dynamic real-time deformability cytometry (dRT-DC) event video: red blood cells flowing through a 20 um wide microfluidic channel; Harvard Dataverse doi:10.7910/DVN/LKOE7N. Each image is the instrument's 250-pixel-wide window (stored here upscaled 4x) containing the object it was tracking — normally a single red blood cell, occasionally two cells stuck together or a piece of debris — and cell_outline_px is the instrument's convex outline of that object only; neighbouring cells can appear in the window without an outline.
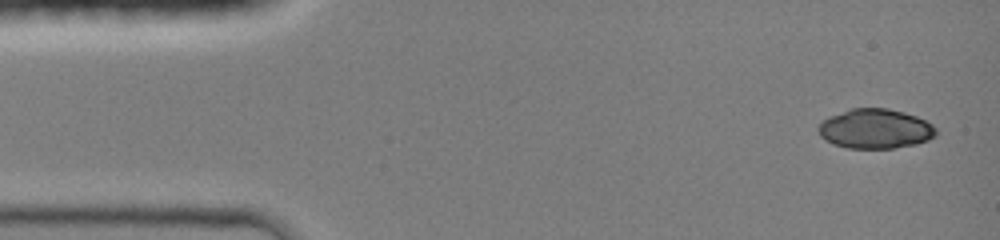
{"species": "common noctule bat (a hibernating species)", "species_latin": "Nyctalus noctula", "temperature_condition": "room temperature", "stored_images_in_passage": 12, "camera_frame_rate_fps": 3000, "um_per_image_px": 0.085, "animal": {"sex": "female", "body_mass_g": 19.0, "forearm_length_mm": 51.5}, "frame": {"image": 1, "passage_image": 1, "time_ms": 0.0, "image_size_px": [1000, 240], "cell_outline_px": [[936, 136], [928, 140], [916, 144], [892, 148], [848, 148], [832, 144], [824, 140], [820, 136], [816, 128], [828, 116], [852, 108], [888, 108], [904, 112], [916, 116], [932, 124], [936, 128]], "centroid_in_image_um": [74.38, 10.95], "position_along_channel_um": 10.6, "area_um2": 27.34}}
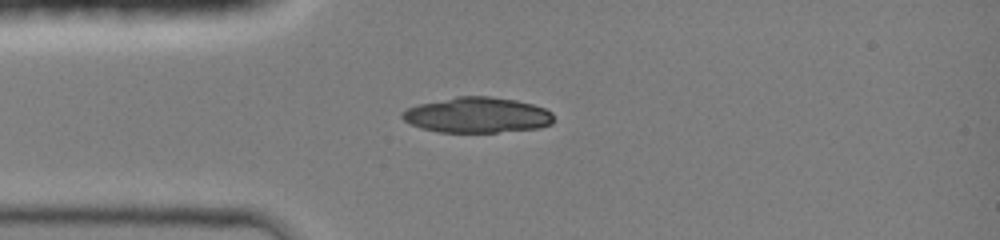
{"frame": {"image": 2, "passage_image": 6, "time_ms": 3.0, "image_size_px": [1000, 240], "cell_outline_px": [[552, 124], [540, 128], [496, 132], [440, 132], [424, 128], [412, 124], [404, 120], [400, 116], [400, 112], [408, 108], [420, 104], [456, 96], [488, 96], [516, 100], [532, 104], [544, 108], [552, 112]], "centroid_in_image_um": [40.57, 9.78], "position_along_channel_um": 44.4, "area_um2": 31.15}}